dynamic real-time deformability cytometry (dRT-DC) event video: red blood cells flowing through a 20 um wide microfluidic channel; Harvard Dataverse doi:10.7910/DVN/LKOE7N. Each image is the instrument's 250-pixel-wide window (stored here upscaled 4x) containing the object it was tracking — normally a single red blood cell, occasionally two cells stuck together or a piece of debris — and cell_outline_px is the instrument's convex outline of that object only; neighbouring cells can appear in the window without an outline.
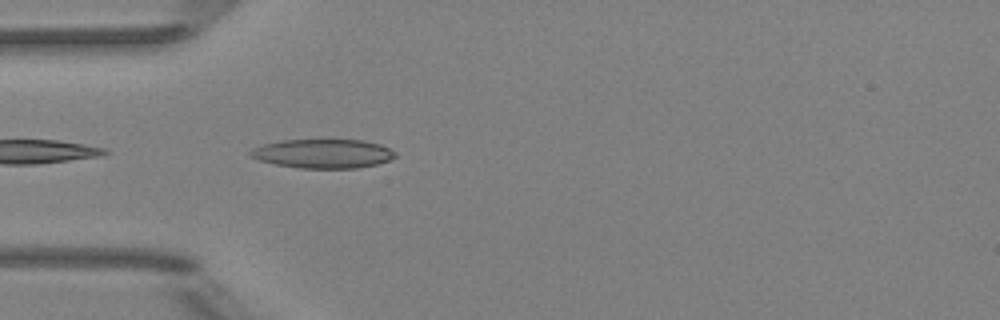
{"species": "Egyptian fruit bat (a non-hibernating species)", "species_latin": "Rousettus aegyptiacus", "temperature_condition": "room temperature", "stored_images_in_passage": 8, "camera_frame_rate_fps": 3000, "um_per_image_px": 0.085, "animal": {"sex": "female"}, "frame": {"image": 1, "passage_image": 2, "time_ms": 0.333, "image_size_px": [1000, 320], "cell_outline_px": [[396, 156], [388, 160], [376, 164], [360, 168], [300, 168], [276, 164], [260, 160], [252, 156], [248, 152], [252, 148], [264, 144], [284, 140], [364, 140], [380, 144], [396, 152]], "centroid_in_image_um": [27.48, 13.06], "position_along_channel_um": 57.5, "area_um2": 24.33}}